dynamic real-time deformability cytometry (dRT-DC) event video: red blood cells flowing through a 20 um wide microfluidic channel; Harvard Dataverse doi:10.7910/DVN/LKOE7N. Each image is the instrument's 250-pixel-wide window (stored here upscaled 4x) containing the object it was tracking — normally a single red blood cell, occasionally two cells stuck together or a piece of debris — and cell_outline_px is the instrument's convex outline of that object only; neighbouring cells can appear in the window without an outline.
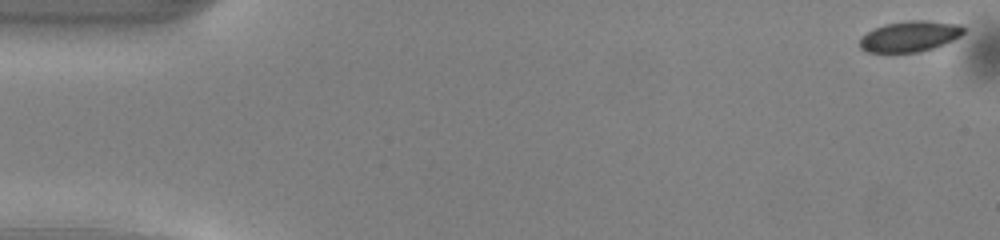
{"species": "common noctule bat (a hibernating species)", "species_latin": "Nyctalus noctula", "temperature_condition": "warm", "stored_images_in_passage": 15, "camera_frame_rate_fps": 3000, "um_per_image_px": 0.085, "animal": {"sex": "male", "body_mass_g": 13.0, "forearm_length_mm": 53.1}, "frame": {"image": 1, "passage_image": 1, "time_ms": 0.0, "image_size_px": [1000, 240], "cell_outline_px": [[964, 32], [960, 36], [936, 48], [916, 52], [868, 52], [860, 48], [860, 36], [884, 24], [908, 20], [924, 20], [960, 24], [964, 28]], "centroid_in_image_um": [77.34, 3.08], "position_along_channel_um": 7.7, "area_um2": 18.61}}
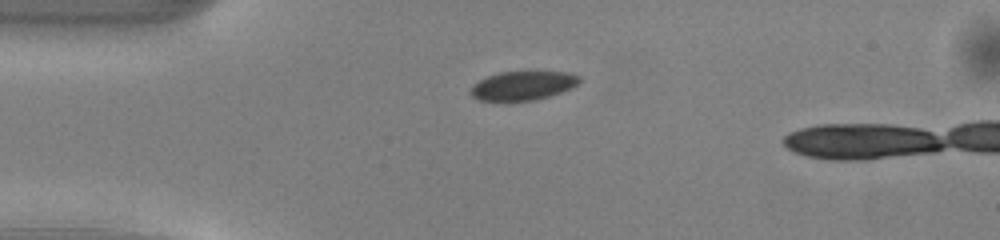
{"frame": {"image": 2, "passage_image": 12, "time_ms": 3.667, "image_size_px": [1000, 240], "cell_outline_px": [[580, 80], [572, 88], [548, 96], [532, 100], [480, 100], [472, 96], [468, 92], [472, 84], [488, 76], [500, 72], [568, 72], [580, 76]], "centroid_in_image_um": [44.41, 7.27], "position_along_channel_um": 40.6, "area_um2": 18.09}}